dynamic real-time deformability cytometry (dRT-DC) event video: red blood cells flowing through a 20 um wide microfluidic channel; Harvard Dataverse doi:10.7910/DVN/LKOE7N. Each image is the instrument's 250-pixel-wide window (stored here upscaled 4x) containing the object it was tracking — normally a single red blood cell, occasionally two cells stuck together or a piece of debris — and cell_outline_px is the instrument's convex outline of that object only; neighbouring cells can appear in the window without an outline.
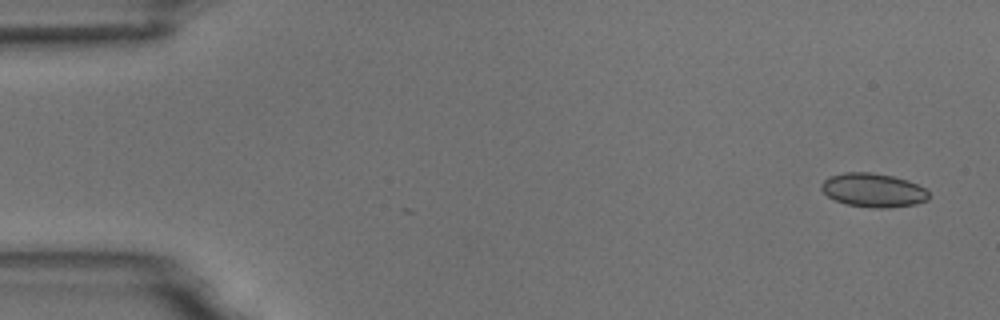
{"species": "common noctule bat (a hibernating species)", "species_latin": "Nyctalus noctula", "temperature_condition": "room temperature", "stored_images_in_passage": 5, "camera_frame_rate_fps": 3000, "um_per_image_px": 0.085, "animal": {"sex": "male", "body_mass_g": 18.8}, "frame": {"image": 1, "passage_image": 1, "time_ms": 0.0, "image_size_px": [1000, 320], "cell_outline_px": [[928, 200], [916, 204], [888, 208], [876, 208], [848, 204], [836, 200], [828, 196], [820, 188], [820, 184], [828, 176], [844, 172], [872, 172], [892, 176], [908, 180], [924, 188], [928, 192]], "centroid_in_image_um": [74.21, 16.15], "position_along_channel_um": 10.8, "area_um2": 21.15}}
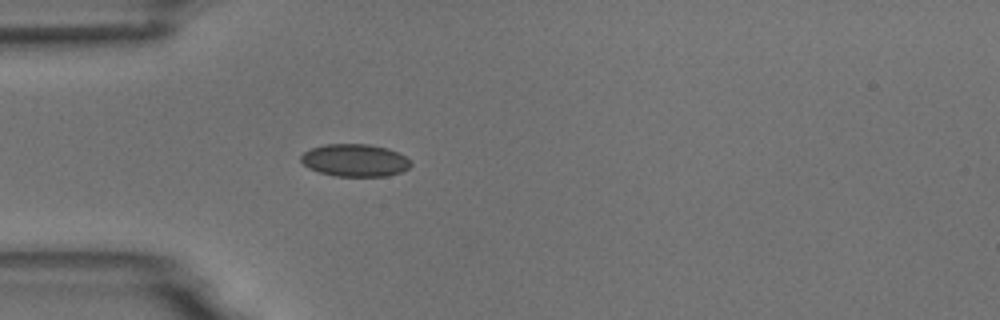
{"frame": {"image": 2, "passage_image": 5, "time_ms": 4.333, "image_size_px": [1000, 320], "cell_outline_px": [[412, 164], [408, 168], [400, 172], [388, 176], [336, 176], [320, 172], [308, 168], [300, 160], [300, 156], [304, 152], [312, 148], [324, 144], [368, 144], [388, 148], [412, 160]], "centroid_in_image_um": [30.17, 13.62], "position_along_channel_um": 54.8, "area_um2": 20.81}}